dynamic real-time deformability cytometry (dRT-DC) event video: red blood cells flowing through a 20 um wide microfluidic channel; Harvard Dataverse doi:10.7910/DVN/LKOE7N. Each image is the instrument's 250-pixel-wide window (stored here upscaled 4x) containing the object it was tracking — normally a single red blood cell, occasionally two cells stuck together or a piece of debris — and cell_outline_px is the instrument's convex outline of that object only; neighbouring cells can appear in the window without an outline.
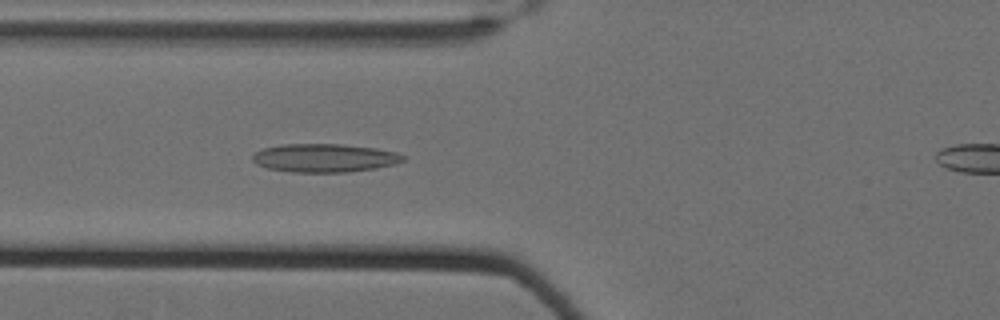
{"species": "Egyptian fruit bat (a non-hibernating species)", "species_latin": "Rousettus aegyptiacus", "temperature_condition": "cold", "stored_images_in_passage": 58, "camera_frame_rate_fps": 3000, "um_per_image_px": 0.085, "animal": {"sex": "female"}, "frame": {"image": 1, "passage_image": 26, "time_ms": 8.333, "image_size_px": [1000, 320], "cell_outline_px": [[408, 156], [404, 160], [396, 164], [376, 168], [348, 172], [292, 172], [268, 168], [256, 164], [252, 160], [252, 156], [256, 152], [264, 148], [280, 144], [340, 144], [376, 148], [396, 152]], "centroid_in_image_um": [27.61, 13.42], "position_along_channel_um": 98.2, "area_um2": 25.03}}
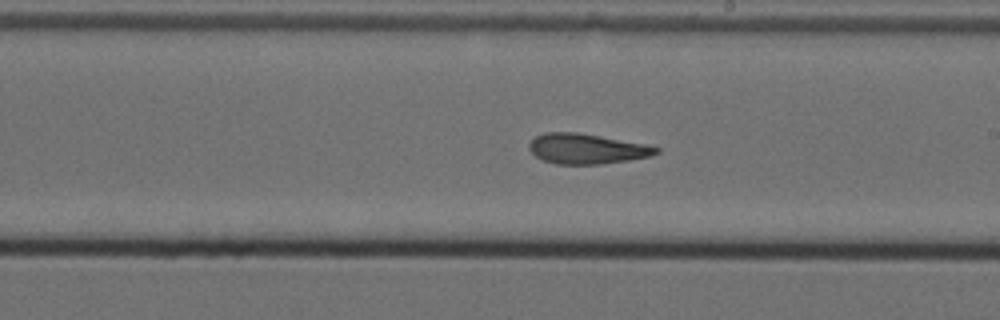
{"frame": {"image": 2, "passage_image": 38, "time_ms": 12.333, "image_size_px": [1000, 320], "cell_outline_px": [[660, 152], [652, 156], [628, 160], [600, 164], [556, 164], [544, 160], [536, 156], [528, 148], [528, 144], [536, 136], [544, 132], [576, 132], [600, 136], [644, 144], [660, 148]], "centroid_in_image_um": [49.86, 12.64], "position_along_channel_um": 239.1, "area_um2": 22.2}}
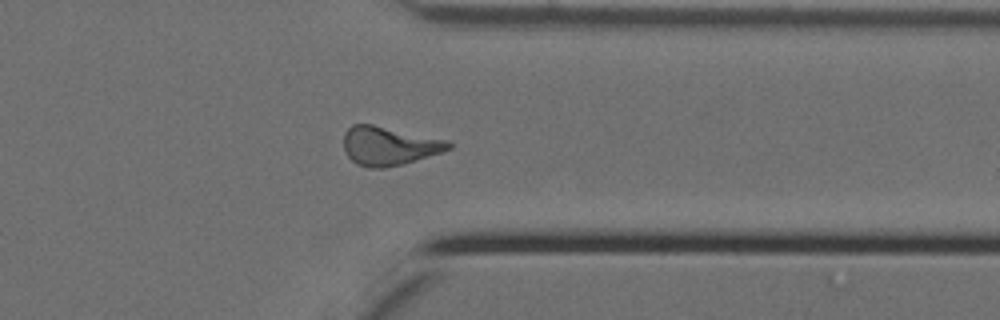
{"frame": {"image": 3, "passage_image": 50, "time_ms": 16.333, "image_size_px": [1000, 320], "cell_outline_px": [[452, 148], [444, 152], [404, 164], [384, 168], [368, 168], [356, 164], [348, 156], [344, 148], [344, 132], [352, 124], [372, 124], [448, 140], [452, 144]], "centroid_in_image_um": [33.08, 12.41], "position_along_channel_um": 378.3, "area_um2": 23.87}, "authors_computed_cell_mechanics": {"area_um2": 23.2645, "velocity_mm_per_s": 3.5007, "shape_relaxation_time_tau1_ms": null, "shape_relaxation_time_tau2_ms": 4.1534, "deformation_change_tau1": null, "deformation_change_tau2": 0.1396}}